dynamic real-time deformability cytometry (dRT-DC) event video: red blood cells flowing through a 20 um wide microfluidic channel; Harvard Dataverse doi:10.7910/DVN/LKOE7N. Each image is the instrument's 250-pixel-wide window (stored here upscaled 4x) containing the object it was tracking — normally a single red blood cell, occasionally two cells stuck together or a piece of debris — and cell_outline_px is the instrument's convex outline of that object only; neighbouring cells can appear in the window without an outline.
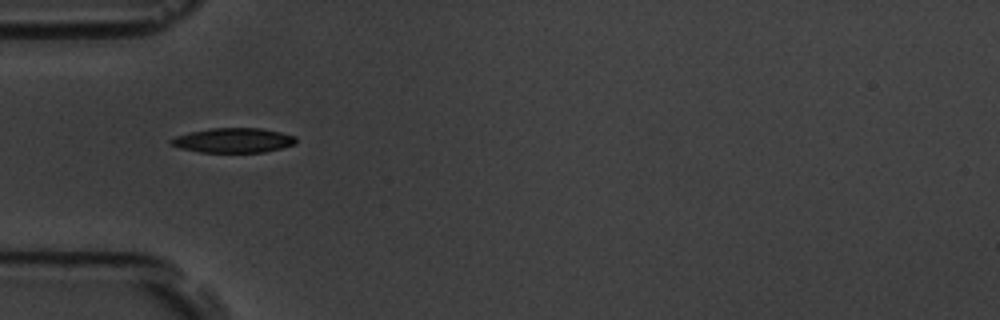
{"species": "common noctule bat (a hibernating species)", "species_latin": "Nyctalus noctula", "temperature_condition": "room temperature", "stored_images_in_passage": 7, "camera_frame_rate_fps": 3000, "um_per_image_px": 0.085, "animal": {"sex": "male", "body_mass_g": 19.5, "forearm_length_mm": 54.6}, "frame": {"image": 1, "passage_image": 1, "time_ms": 0.0, "image_size_px": [1000, 320], "cell_outline_px": [[296, 144], [264, 152], [200, 152], [180, 148], [172, 144], [168, 140], [176, 136], [192, 132], [212, 128], [260, 128], [280, 132], [296, 136]], "centroid_in_image_um": [19.86, 11.93], "position_along_channel_um": 65.1, "area_um2": 17.8}}
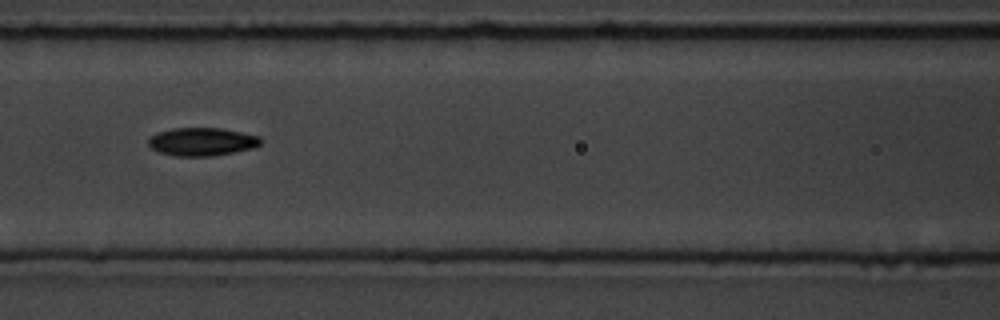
{"frame": {"image": 2, "passage_image": 3, "time_ms": 2.333, "image_size_px": [1000, 320], "cell_outline_px": [[264, 140], [256, 148], [212, 156], [176, 156], [160, 152], [152, 148], [148, 144], [148, 140], [156, 132], [172, 128], [220, 128], [260, 136]], "centroid_in_image_um": [17.2, 12.04], "position_along_channel_um": 149.4, "area_um2": 18.5}}
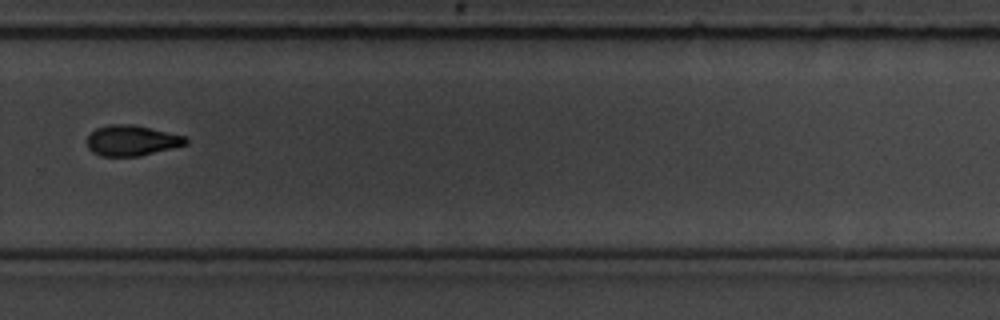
{"frame": {"image": 3, "passage_image": 7, "time_ms": 7.0, "image_size_px": [1000, 320], "cell_outline_px": [[188, 144], [140, 156], [100, 156], [92, 152], [88, 148], [88, 136], [96, 128], [108, 124], [132, 124], [188, 136]], "centroid_in_image_um": [11.22, 11.94], "position_along_channel_um": 318.6, "area_um2": 17.69}}